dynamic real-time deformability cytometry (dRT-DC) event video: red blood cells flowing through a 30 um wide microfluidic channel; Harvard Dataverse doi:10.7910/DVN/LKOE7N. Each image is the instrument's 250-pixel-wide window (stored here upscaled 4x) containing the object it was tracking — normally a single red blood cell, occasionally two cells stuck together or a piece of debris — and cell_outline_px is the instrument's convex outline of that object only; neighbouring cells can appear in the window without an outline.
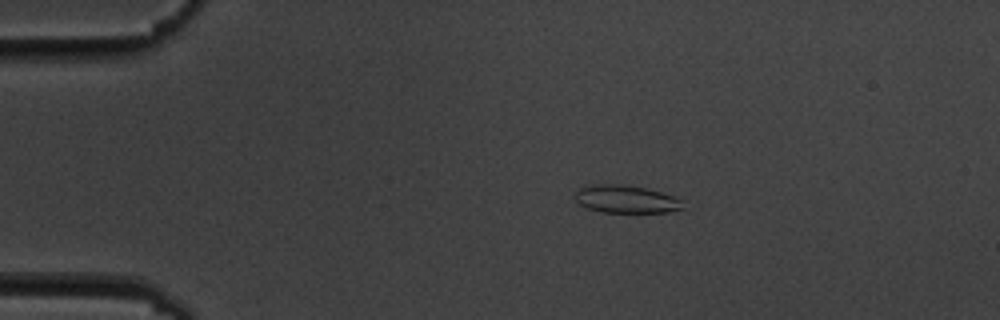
{"species": "common noctule bat (a hibernating species)", "species_latin": "Nyctalus noctula", "temperature_condition": "cold", "stored_images_in_passage": 8, "camera_frame_rate_fps": 3000, "um_per_image_px": 0.085, "animal": {"sex": "male", "body_mass_g": 19.5, "forearm_length_mm": 54.6}, "frame": {"image": 1, "passage_image": 3, "time_ms": 2.333, "image_size_px": [1000, 320], "cell_outline_px": [[684, 208], [668, 212], [600, 212], [588, 208], [580, 204], [576, 200], [576, 192], [584, 184], [620, 184], [644, 188], [660, 192], [684, 200]], "centroid_in_image_um": [53.21, 16.92], "position_along_channel_um": 31.8, "area_um2": 17.46}}
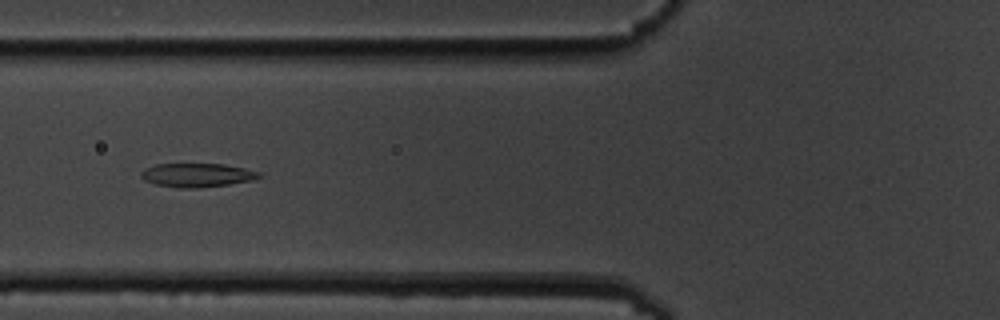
{"frame": {"image": 2, "passage_image": 6, "time_ms": 6.0, "image_size_px": [1000, 320], "cell_outline_px": [[264, 176], [252, 180], [228, 184], [196, 188], [180, 188], [156, 184], [144, 180], [140, 176], [140, 172], [144, 168], [156, 164], [224, 164], [244, 168], [260, 172]], "centroid_in_image_um": [16.74, 14.88], "position_along_channel_um": 109.1, "area_um2": 16.36}}
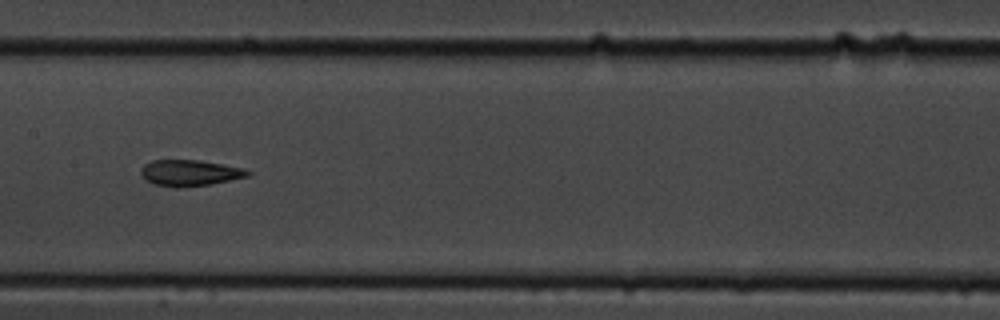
{"frame": {"image": 3, "passage_image": 8, "time_ms": 8.333, "image_size_px": [1000, 320], "cell_outline_px": [[252, 172], [248, 176], [208, 184], [176, 188], [172, 188], [152, 184], [140, 172], [140, 168], [144, 164], [152, 160], [200, 160], [244, 168]], "centroid_in_image_um": [16.1, 14.69], "position_along_channel_um": 191.3, "area_um2": 16.18}}